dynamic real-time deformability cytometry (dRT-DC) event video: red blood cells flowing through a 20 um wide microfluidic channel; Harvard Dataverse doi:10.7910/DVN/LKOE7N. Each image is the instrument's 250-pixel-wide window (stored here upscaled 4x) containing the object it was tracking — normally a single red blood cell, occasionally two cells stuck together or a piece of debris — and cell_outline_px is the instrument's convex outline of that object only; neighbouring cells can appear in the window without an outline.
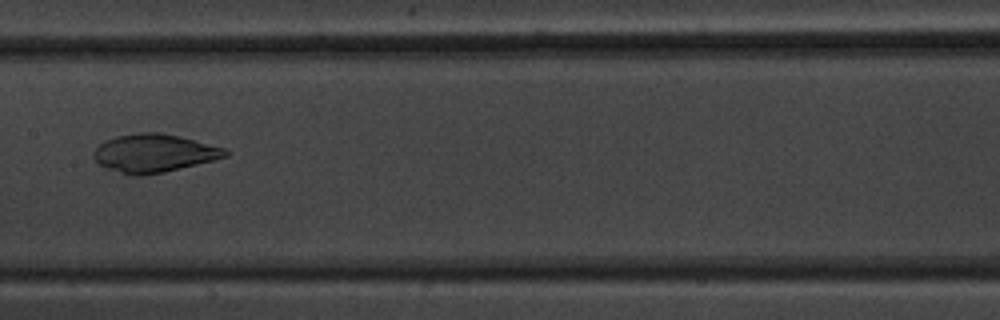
{"species": "common noctule bat (a hibernating species)", "species_latin": "Nyctalus noctula", "temperature_condition": "warm", "stored_images_in_passage": 44, "camera_frame_rate_fps": 3000, "um_per_image_px": 0.085, "animal": {"sex": "male", "body_mass_g": 20.1, "forearm_length_mm": 53.5}, "frame": {"image": 1, "passage_image": 19, "time_ms": 6.0, "image_size_px": [1000, 320], "cell_outline_px": [[228, 156], [164, 172], [140, 176], [132, 176], [104, 168], [92, 156], [92, 152], [104, 140], [116, 136], [140, 132], [160, 132], [224, 148], [228, 152]], "centroid_in_image_um": [13.01, 13.03], "position_along_channel_um": 194.4, "area_um2": 29.02}}
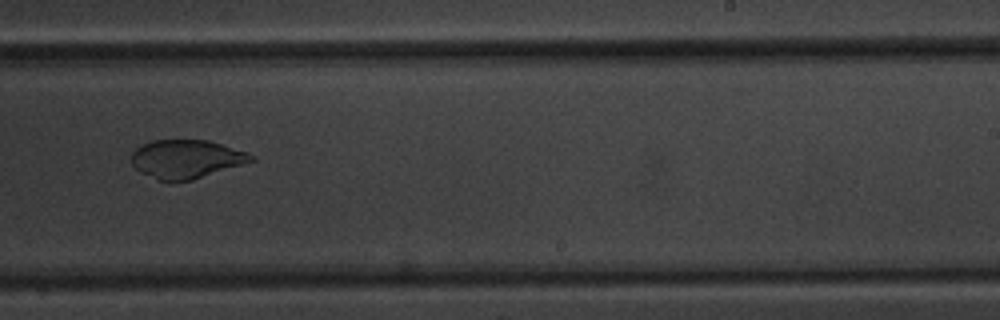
{"frame": {"image": 2, "passage_image": 25, "time_ms": 8.0, "image_size_px": [1000, 320], "cell_outline_px": [[256, 160], [192, 180], [160, 180], [140, 172], [132, 164], [132, 152], [136, 148], [152, 140], [208, 140], [248, 152], [256, 156]], "centroid_in_image_um": [15.86, 13.5], "position_along_channel_um": 273.1, "area_um2": 26.65}}
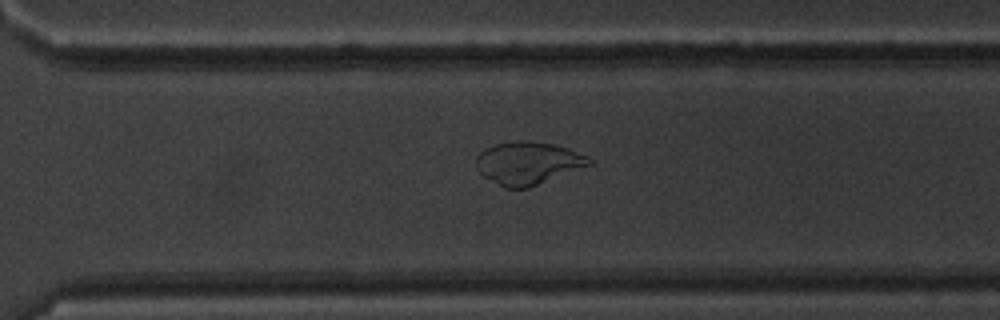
{"frame": {"image": 3, "passage_image": 29, "time_ms": 9.333, "image_size_px": [1000, 320], "cell_outline_px": [[592, 164], [528, 188], [504, 188], [484, 176], [476, 168], [476, 156], [484, 148], [496, 144], [516, 140], [524, 140], [556, 144], [568, 148], [588, 156], [592, 160]], "centroid_in_image_um": [44.87, 13.85], "position_along_channel_um": 325.7, "area_um2": 28.15}}